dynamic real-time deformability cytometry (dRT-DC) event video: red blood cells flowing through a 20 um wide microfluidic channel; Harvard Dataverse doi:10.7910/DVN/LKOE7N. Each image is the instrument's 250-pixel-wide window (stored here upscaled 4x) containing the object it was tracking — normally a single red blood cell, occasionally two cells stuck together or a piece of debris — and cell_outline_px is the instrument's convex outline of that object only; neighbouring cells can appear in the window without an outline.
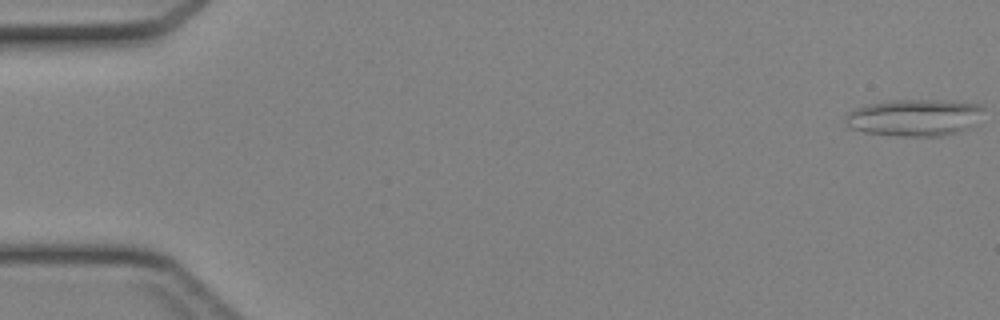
{"species": "Egyptian fruit bat (a non-hibernating species)", "species_latin": "Rousettus aegyptiacus", "temperature_condition": "cold", "stored_images_in_passage": 45, "camera_frame_rate_fps": 3000, "um_per_image_px": 0.085, "animal": {"sex": "female"}, "frame": {"image": 1, "passage_image": 1, "time_ms": 0.0, "image_size_px": [1000, 320], "cell_outline_px": [[984, 108], [976, 124], [960, 132], [940, 136], [900, 136], [864, 132], [848, 128], [844, 116], [852, 108], [868, 104], [888, 100], [936, 100], [980, 104]], "centroid_in_image_um": [77.69, 9.99], "position_along_channel_um": 7.3, "area_um2": 29.94}}
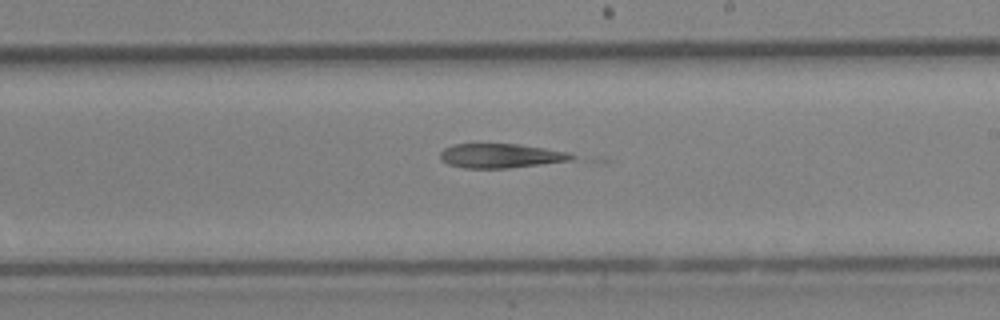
{"frame": {"image": 2, "passage_image": 27, "time_ms": 8.667, "image_size_px": [1000, 320], "cell_outline_px": [[576, 156], [572, 160], [508, 168], [464, 168], [448, 164], [440, 160], [440, 152], [444, 148], [452, 144], [520, 144], [568, 152]], "centroid_in_image_um": [42.53, 13.24], "position_along_channel_um": 246.5, "area_um2": 18.61}}
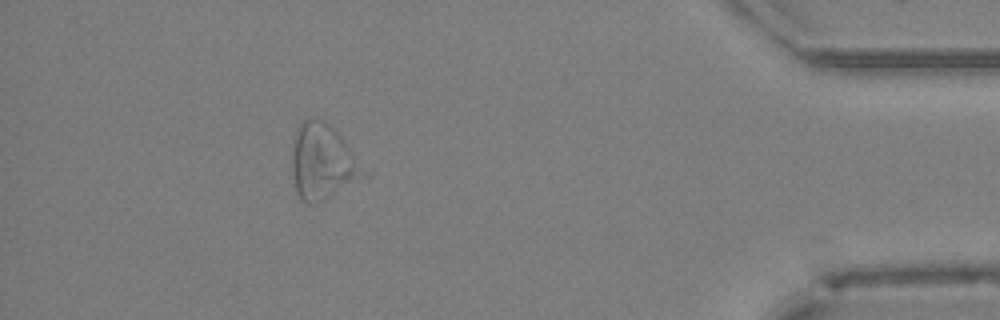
{"frame": {"image": 3, "passage_image": 41, "time_ms": 13.333, "image_size_px": [1000, 320], "cell_outline_px": [[360, 172], [324, 200], [316, 204], [308, 204], [300, 200], [296, 192], [292, 168], [292, 152], [296, 128], [304, 120], [312, 116], [324, 120], [340, 136], [348, 148]], "centroid_in_image_um": [27.21, 13.7], "position_along_channel_um": 408.0, "area_um2": 29.25}}